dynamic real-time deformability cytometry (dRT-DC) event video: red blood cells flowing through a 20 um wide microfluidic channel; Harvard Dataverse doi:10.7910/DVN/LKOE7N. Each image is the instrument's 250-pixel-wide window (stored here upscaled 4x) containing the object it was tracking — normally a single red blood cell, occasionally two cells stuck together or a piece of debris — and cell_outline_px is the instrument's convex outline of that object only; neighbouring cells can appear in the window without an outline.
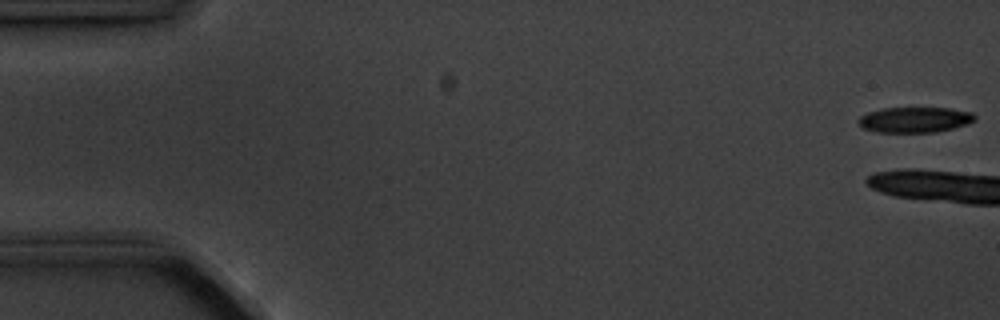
{"species": "common noctule bat (a hibernating species)", "species_latin": "Nyctalus noctula", "temperature_condition": "cold", "stored_images_in_passage": 6, "camera_frame_rate_fps": 3000, "um_per_image_px": 0.085, "animal": {"sex": "male", "body_mass_g": 20.1, "forearm_length_mm": 53.5}, "frame": {"image": 1, "passage_image": 1, "time_ms": 0.0, "image_size_px": [1000, 320], "cell_outline_px": [[976, 120], [968, 124], [936, 132], [876, 132], [864, 128], [856, 120], [860, 116], [868, 112], [884, 108], [948, 108], [972, 112], [976, 116]], "centroid_in_image_um": [77.77, 10.17], "position_along_channel_um": 7.2, "area_um2": 17.28}}